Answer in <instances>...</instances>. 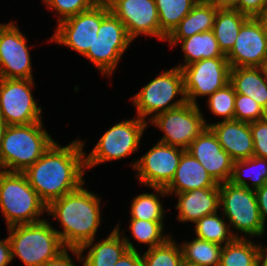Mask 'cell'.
Listing matches in <instances>:
<instances>
[{"mask_svg":"<svg viewBox=\"0 0 267 266\" xmlns=\"http://www.w3.org/2000/svg\"><path fill=\"white\" fill-rule=\"evenodd\" d=\"M199 0H155L160 30L168 36Z\"/></svg>","mask_w":267,"mask_h":266,"instance_id":"obj_32","label":"cell"},{"mask_svg":"<svg viewBox=\"0 0 267 266\" xmlns=\"http://www.w3.org/2000/svg\"><path fill=\"white\" fill-rule=\"evenodd\" d=\"M260 263L261 266H267V246L261 245V252H260Z\"/></svg>","mask_w":267,"mask_h":266,"instance_id":"obj_46","label":"cell"},{"mask_svg":"<svg viewBox=\"0 0 267 266\" xmlns=\"http://www.w3.org/2000/svg\"><path fill=\"white\" fill-rule=\"evenodd\" d=\"M229 181L234 185L256 190L267 183V159L252 156L234 161Z\"/></svg>","mask_w":267,"mask_h":266,"instance_id":"obj_29","label":"cell"},{"mask_svg":"<svg viewBox=\"0 0 267 266\" xmlns=\"http://www.w3.org/2000/svg\"><path fill=\"white\" fill-rule=\"evenodd\" d=\"M130 100L136 107V116L147 123L160 113L184 105L187 100L181 69L173 66L169 70H163Z\"/></svg>","mask_w":267,"mask_h":266,"instance_id":"obj_7","label":"cell"},{"mask_svg":"<svg viewBox=\"0 0 267 266\" xmlns=\"http://www.w3.org/2000/svg\"><path fill=\"white\" fill-rule=\"evenodd\" d=\"M7 231L12 259L18 257L25 266H42L65 249L55 226L47 219L14 225Z\"/></svg>","mask_w":267,"mask_h":266,"instance_id":"obj_5","label":"cell"},{"mask_svg":"<svg viewBox=\"0 0 267 266\" xmlns=\"http://www.w3.org/2000/svg\"><path fill=\"white\" fill-rule=\"evenodd\" d=\"M132 42L124 24L109 11L102 18L92 49L83 56L96 66L102 76L110 77L118 69L121 58Z\"/></svg>","mask_w":267,"mask_h":266,"instance_id":"obj_9","label":"cell"},{"mask_svg":"<svg viewBox=\"0 0 267 266\" xmlns=\"http://www.w3.org/2000/svg\"><path fill=\"white\" fill-rule=\"evenodd\" d=\"M120 226L118 223L104 239H93L79 248L82 266H114L127 250L139 251L129 237L120 231ZM85 251L87 253L83 255Z\"/></svg>","mask_w":267,"mask_h":266,"instance_id":"obj_19","label":"cell"},{"mask_svg":"<svg viewBox=\"0 0 267 266\" xmlns=\"http://www.w3.org/2000/svg\"><path fill=\"white\" fill-rule=\"evenodd\" d=\"M202 188H219L202 164L188 151L182 154L175 176L165 188L168 194H177Z\"/></svg>","mask_w":267,"mask_h":266,"instance_id":"obj_22","label":"cell"},{"mask_svg":"<svg viewBox=\"0 0 267 266\" xmlns=\"http://www.w3.org/2000/svg\"><path fill=\"white\" fill-rule=\"evenodd\" d=\"M148 126L147 122L136 115L112 125L100 136L89 154L85 153L86 169L90 171L104 162H113L136 154Z\"/></svg>","mask_w":267,"mask_h":266,"instance_id":"obj_8","label":"cell"},{"mask_svg":"<svg viewBox=\"0 0 267 266\" xmlns=\"http://www.w3.org/2000/svg\"><path fill=\"white\" fill-rule=\"evenodd\" d=\"M34 79L0 78V116L6 125L43 121V108L33 96Z\"/></svg>","mask_w":267,"mask_h":266,"instance_id":"obj_11","label":"cell"},{"mask_svg":"<svg viewBox=\"0 0 267 266\" xmlns=\"http://www.w3.org/2000/svg\"><path fill=\"white\" fill-rule=\"evenodd\" d=\"M154 192H144L135 196L130 203V219L164 221L166 210L160 200L169 197L165 188L150 187ZM162 202V203H161Z\"/></svg>","mask_w":267,"mask_h":266,"instance_id":"obj_27","label":"cell"},{"mask_svg":"<svg viewBox=\"0 0 267 266\" xmlns=\"http://www.w3.org/2000/svg\"><path fill=\"white\" fill-rule=\"evenodd\" d=\"M163 132L158 141L187 150L197 136L208 127L199 104L184 105L158 114L148 122Z\"/></svg>","mask_w":267,"mask_h":266,"instance_id":"obj_10","label":"cell"},{"mask_svg":"<svg viewBox=\"0 0 267 266\" xmlns=\"http://www.w3.org/2000/svg\"><path fill=\"white\" fill-rule=\"evenodd\" d=\"M230 83L235 93L251 97L267 112V77L262 67L231 68Z\"/></svg>","mask_w":267,"mask_h":266,"instance_id":"obj_24","label":"cell"},{"mask_svg":"<svg viewBox=\"0 0 267 266\" xmlns=\"http://www.w3.org/2000/svg\"><path fill=\"white\" fill-rule=\"evenodd\" d=\"M218 213L206 215L194 223V234L199 239L223 246L232 242L235 237L223 214Z\"/></svg>","mask_w":267,"mask_h":266,"instance_id":"obj_31","label":"cell"},{"mask_svg":"<svg viewBox=\"0 0 267 266\" xmlns=\"http://www.w3.org/2000/svg\"><path fill=\"white\" fill-rule=\"evenodd\" d=\"M255 18L261 24L263 33L267 38V9L263 13L258 14Z\"/></svg>","mask_w":267,"mask_h":266,"instance_id":"obj_45","label":"cell"},{"mask_svg":"<svg viewBox=\"0 0 267 266\" xmlns=\"http://www.w3.org/2000/svg\"><path fill=\"white\" fill-rule=\"evenodd\" d=\"M85 142L86 140L76 138L63 146L55 141L23 172L30 186L46 205L85 183Z\"/></svg>","mask_w":267,"mask_h":266,"instance_id":"obj_1","label":"cell"},{"mask_svg":"<svg viewBox=\"0 0 267 266\" xmlns=\"http://www.w3.org/2000/svg\"><path fill=\"white\" fill-rule=\"evenodd\" d=\"M248 17H256L267 9V0H239L233 8Z\"/></svg>","mask_w":267,"mask_h":266,"instance_id":"obj_40","label":"cell"},{"mask_svg":"<svg viewBox=\"0 0 267 266\" xmlns=\"http://www.w3.org/2000/svg\"><path fill=\"white\" fill-rule=\"evenodd\" d=\"M255 191L257 204L261 214L264 228L266 229L267 222V183L257 188Z\"/></svg>","mask_w":267,"mask_h":266,"instance_id":"obj_41","label":"cell"},{"mask_svg":"<svg viewBox=\"0 0 267 266\" xmlns=\"http://www.w3.org/2000/svg\"><path fill=\"white\" fill-rule=\"evenodd\" d=\"M267 117V112L251 97L236 93L234 120L254 122Z\"/></svg>","mask_w":267,"mask_h":266,"instance_id":"obj_37","label":"cell"},{"mask_svg":"<svg viewBox=\"0 0 267 266\" xmlns=\"http://www.w3.org/2000/svg\"><path fill=\"white\" fill-rule=\"evenodd\" d=\"M6 126L7 125L4 121V119L0 116V148H1V141H2V137H3V133H4Z\"/></svg>","mask_w":267,"mask_h":266,"instance_id":"obj_47","label":"cell"},{"mask_svg":"<svg viewBox=\"0 0 267 266\" xmlns=\"http://www.w3.org/2000/svg\"><path fill=\"white\" fill-rule=\"evenodd\" d=\"M217 7L209 0H199L192 10L179 22L166 37L165 42L174 48L177 43L194 34L211 31L217 14Z\"/></svg>","mask_w":267,"mask_h":266,"instance_id":"obj_23","label":"cell"},{"mask_svg":"<svg viewBox=\"0 0 267 266\" xmlns=\"http://www.w3.org/2000/svg\"><path fill=\"white\" fill-rule=\"evenodd\" d=\"M217 8H230L233 9L238 3L239 0H209Z\"/></svg>","mask_w":267,"mask_h":266,"instance_id":"obj_44","label":"cell"},{"mask_svg":"<svg viewBox=\"0 0 267 266\" xmlns=\"http://www.w3.org/2000/svg\"><path fill=\"white\" fill-rule=\"evenodd\" d=\"M110 11L105 0L92 8L60 22L48 42L65 46L81 56L92 49L102 18Z\"/></svg>","mask_w":267,"mask_h":266,"instance_id":"obj_12","label":"cell"},{"mask_svg":"<svg viewBox=\"0 0 267 266\" xmlns=\"http://www.w3.org/2000/svg\"><path fill=\"white\" fill-rule=\"evenodd\" d=\"M129 220V232L132 238L139 243L144 244L147 249L164 244L172 234L165 232V221H146L139 219Z\"/></svg>","mask_w":267,"mask_h":266,"instance_id":"obj_33","label":"cell"},{"mask_svg":"<svg viewBox=\"0 0 267 266\" xmlns=\"http://www.w3.org/2000/svg\"><path fill=\"white\" fill-rule=\"evenodd\" d=\"M86 185L47 205L46 216L60 225L61 230H55L65 248L79 249L97 238L102 224L101 197L86 189Z\"/></svg>","mask_w":267,"mask_h":266,"instance_id":"obj_2","label":"cell"},{"mask_svg":"<svg viewBox=\"0 0 267 266\" xmlns=\"http://www.w3.org/2000/svg\"><path fill=\"white\" fill-rule=\"evenodd\" d=\"M253 240L235 238L223 245L219 266H254L260 260L262 242Z\"/></svg>","mask_w":267,"mask_h":266,"instance_id":"obj_28","label":"cell"},{"mask_svg":"<svg viewBox=\"0 0 267 266\" xmlns=\"http://www.w3.org/2000/svg\"><path fill=\"white\" fill-rule=\"evenodd\" d=\"M43 121L6 126L0 148V170L23 173L56 141Z\"/></svg>","mask_w":267,"mask_h":266,"instance_id":"obj_3","label":"cell"},{"mask_svg":"<svg viewBox=\"0 0 267 266\" xmlns=\"http://www.w3.org/2000/svg\"><path fill=\"white\" fill-rule=\"evenodd\" d=\"M184 263L194 266H219L223 246L199 239L192 238L180 243Z\"/></svg>","mask_w":267,"mask_h":266,"instance_id":"obj_30","label":"cell"},{"mask_svg":"<svg viewBox=\"0 0 267 266\" xmlns=\"http://www.w3.org/2000/svg\"><path fill=\"white\" fill-rule=\"evenodd\" d=\"M71 253L74 258H71L69 253ZM73 259V260H72ZM79 261L82 264L81 253L77 248H65L60 252L55 258L46 261L42 266H77L74 261Z\"/></svg>","mask_w":267,"mask_h":266,"instance_id":"obj_39","label":"cell"},{"mask_svg":"<svg viewBox=\"0 0 267 266\" xmlns=\"http://www.w3.org/2000/svg\"><path fill=\"white\" fill-rule=\"evenodd\" d=\"M14 22L0 24V78L34 79L28 38Z\"/></svg>","mask_w":267,"mask_h":266,"instance_id":"obj_15","label":"cell"},{"mask_svg":"<svg viewBox=\"0 0 267 266\" xmlns=\"http://www.w3.org/2000/svg\"><path fill=\"white\" fill-rule=\"evenodd\" d=\"M181 266H194V265L183 263Z\"/></svg>","mask_w":267,"mask_h":266,"instance_id":"obj_50","label":"cell"},{"mask_svg":"<svg viewBox=\"0 0 267 266\" xmlns=\"http://www.w3.org/2000/svg\"><path fill=\"white\" fill-rule=\"evenodd\" d=\"M235 96L234 87L229 82L207 98L208 110L223 121L234 120Z\"/></svg>","mask_w":267,"mask_h":266,"instance_id":"obj_35","label":"cell"},{"mask_svg":"<svg viewBox=\"0 0 267 266\" xmlns=\"http://www.w3.org/2000/svg\"><path fill=\"white\" fill-rule=\"evenodd\" d=\"M262 69L264 71L265 76L267 77V55L265 57L263 65H262Z\"/></svg>","mask_w":267,"mask_h":266,"instance_id":"obj_48","label":"cell"},{"mask_svg":"<svg viewBox=\"0 0 267 266\" xmlns=\"http://www.w3.org/2000/svg\"><path fill=\"white\" fill-rule=\"evenodd\" d=\"M51 12L57 16V25L83 11L92 8L100 0H42Z\"/></svg>","mask_w":267,"mask_h":266,"instance_id":"obj_36","label":"cell"},{"mask_svg":"<svg viewBox=\"0 0 267 266\" xmlns=\"http://www.w3.org/2000/svg\"><path fill=\"white\" fill-rule=\"evenodd\" d=\"M226 57L203 59L181 68L186 100L198 105L197 98L209 97L230 82Z\"/></svg>","mask_w":267,"mask_h":266,"instance_id":"obj_14","label":"cell"},{"mask_svg":"<svg viewBox=\"0 0 267 266\" xmlns=\"http://www.w3.org/2000/svg\"><path fill=\"white\" fill-rule=\"evenodd\" d=\"M142 266H181L184 263L180 242L170 237L164 244L141 251Z\"/></svg>","mask_w":267,"mask_h":266,"instance_id":"obj_34","label":"cell"},{"mask_svg":"<svg viewBox=\"0 0 267 266\" xmlns=\"http://www.w3.org/2000/svg\"><path fill=\"white\" fill-rule=\"evenodd\" d=\"M250 130L254 145L253 156L267 159V117L250 122Z\"/></svg>","mask_w":267,"mask_h":266,"instance_id":"obj_38","label":"cell"},{"mask_svg":"<svg viewBox=\"0 0 267 266\" xmlns=\"http://www.w3.org/2000/svg\"><path fill=\"white\" fill-rule=\"evenodd\" d=\"M178 44L181 45L180 47L184 57V63L176 65L180 69L203 59L226 57L219 48L212 30L194 34L193 36L180 40Z\"/></svg>","mask_w":267,"mask_h":266,"instance_id":"obj_25","label":"cell"},{"mask_svg":"<svg viewBox=\"0 0 267 266\" xmlns=\"http://www.w3.org/2000/svg\"><path fill=\"white\" fill-rule=\"evenodd\" d=\"M267 55V38L261 24L250 17L242 26L234 46L226 54L230 68L262 67Z\"/></svg>","mask_w":267,"mask_h":266,"instance_id":"obj_17","label":"cell"},{"mask_svg":"<svg viewBox=\"0 0 267 266\" xmlns=\"http://www.w3.org/2000/svg\"><path fill=\"white\" fill-rule=\"evenodd\" d=\"M250 17L236 9L218 8L214 20L213 33L219 48L226 55L234 46L241 26Z\"/></svg>","mask_w":267,"mask_h":266,"instance_id":"obj_26","label":"cell"},{"mask_svg":"<svg viewBox=\"0 0 267 266\" xmlns=\"http://www.w3.org/2000/svg\"><path fill=\"white\" fill-rule=\"evenodd\" d=\"M254 266H261L260 260Z\"/></svg>","mask_w":267,"mask_h":266,"instance_id":"obj_49","label":"cell"},{"mask_svg":"<svg viewBox=\"0 0 267 266\" xmlns=\"http://www.w3.org/2000/svg\"><path fill=\"white\" fill-rule=\"evenodd\" d=\"M185 151L157 141L144 155L132 161L130 166L140 185L166 188L173 180Z\"/></svg>","mask_w":267,"mask_h":266,"instance_id":"obj_13","label":"cell"},{"mask_svg":"<svg viewBox=\"0 0 267 266\" xmlns=\"http://www.w3.org/2000/svg\"><path fill=\"white\" fill-rule=\"evenodd\" d=\"M47 205L20 172L0 170V213L6 226L32 224L45 218Z\"/></svg>","mask_w":267,"mask_h":266,"instance_id":"obj_4","label":"cell"},{"mask_svg":"<svg viewBox=\"0 0 267 266\" xmlns=\"http://www.w3.org/2000/svg\"><path fill=\"white\" fill-rule=\"evenodd\" d=\"M168 195L177 197L176 219L183 224L191 222L194 225L202 217L220 211L219 188H202Z\"/></svg>","mask_w":267,"mask_h":266,"instance_id":"obj_21","label":"cell"},{"mask_svg":"<svg viewBox=\"0 0 267 266\" xmlns=\"http://www.w3.org/2000/svg\"><path fill=\"white\" fill-rule=\"evenodd\" d=\"M141 250H127L114 266H142Z\"/></svg>","mask_w":267,"mask_h":266,"instance_id":"obj_42","label":"cell"},{"mask_svg":"<svg viewBox=\"0 0 267 266\" xmlns=\"http://www.w3.org/2000/svg\"><path fill=\"white\" fill-rule=\"evenodd\" d=\"M110 11L124 24L134 41L139 35L166 40L160 30L155 0H105Z\"/></svg>","mask_w":267,"mask_h":266,"instance_id":"obj_16","label":"cell"},{"mask_svg":"<svg viewBox=\"0 0 267 266\" xmlns=\"http://www.w3.org/2000/svg\"><path fill=\"white\" fill-rule=\"evenodd\" d=\"M186 151L202 164L218 184L230 180L234 160L223 150L209 127L197 136Z\"/></svg>","mask_w":267,"mask_h":266,"instance_id":"obj_18","label":"cell"},{"mask_svg":"<svg viewBox=\"0 0 267 266\" xmlns=\"http://www.w3.org/2000/svg\"><path fill=\"white\" fill-rule=\"evenodd\" d=\"M13 262L11 245L8 237L0 239V266H9Z\"/></svg>","mask_w":267,"mask_h":266,"instance_id":"obj_43","label":"cell"},{"mask_svg":"<svg viewBox=\"0 0 267 266\" xmlns=\"http://www.w3.org/2000/svg\"><path fill=\"white\" fill-rule=\"evenodd\" d=\"M219 144L234 161L251 158L254 154L250 123L236 120H219L208 123Z\"/></svg>","mask_w":267,"mask_h":266,"instance_id":"obj_20","label":"cell"},{"mask_svg":"<svg viewBox=\"0 0 267 266\" xmlns=\"http://www.w3.org/2000/svg\"><path fill=\"white\" fill-rule=\"evenodd\" d=\"M219 190L220 211L229 223L233 236L243 239L262 237L266 231L255 191L246 186L234 185L230 181L219 184Z\"/></svg>","mask_w":267,"mask_h":266,"instance_id":"obj_6","label":"cell"}]
</instances>
